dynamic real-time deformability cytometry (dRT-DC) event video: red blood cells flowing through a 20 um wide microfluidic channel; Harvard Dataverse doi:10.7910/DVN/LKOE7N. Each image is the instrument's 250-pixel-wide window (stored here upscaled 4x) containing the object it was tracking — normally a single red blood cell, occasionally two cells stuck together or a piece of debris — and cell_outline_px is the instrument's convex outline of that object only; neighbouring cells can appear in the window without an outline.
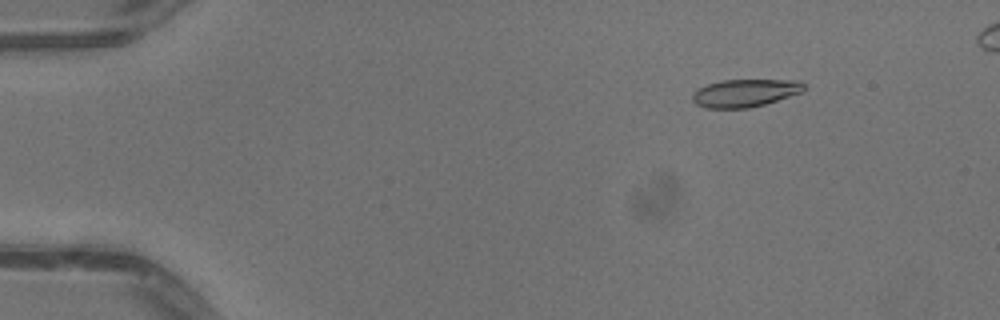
{"species": "common noctule bat (a hibernating species)", "species_latin": "Nyctalus noctula", "temperature_condition": "warm", "stored_images_in_passage": 51, "camera_frame_rate_fps": 3000, "um_per_image_px": 0.085, "animal": {"sex": "male", "body_mass_g": 13.3}, "frame": {"image": 1, "passage_image": 7, "time_ms": 2.0, "image_size_px": [1000, 320], "cell_outline_px": [[804, 92], [764, 104], [748, 108], [704, 108], [696, 104], [692, 100], [692, 92], [708, 84], [720, 80], [800, 80], [804, 84]], "centroid_in_image_um": [63.33, 7.9], "position_along_channel_um": 21.7, "area_um2": 18.09}}
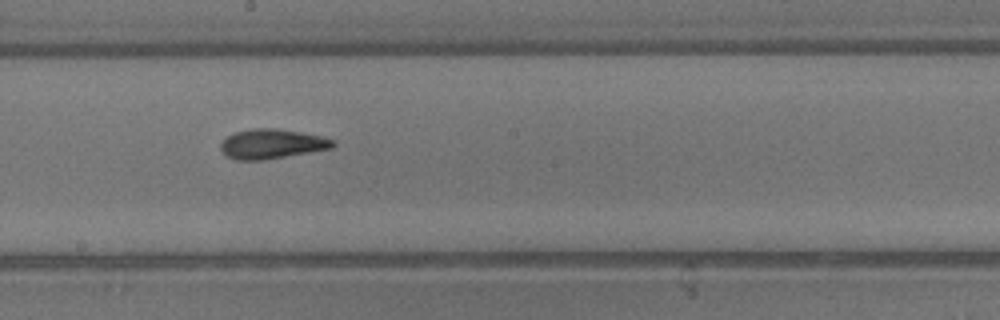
{"frame": {"image": 2, "passage_image": 29, "time_ms": 9.333, "image_size_px": [1000, 320], "cell_outline_px": [[336, 144], [332, 148], [264, 160], [236, 160], [224, 156], [220, 148], [220, 144], [228, 136], [236, 132], [252, 128], [276, 128], [300, 132], [320, 136], [336, 140]], "centroid_in_image_um": [23.09, 12.24], "position_along_channel_um": 225.1, "area_um2": 19.42}}
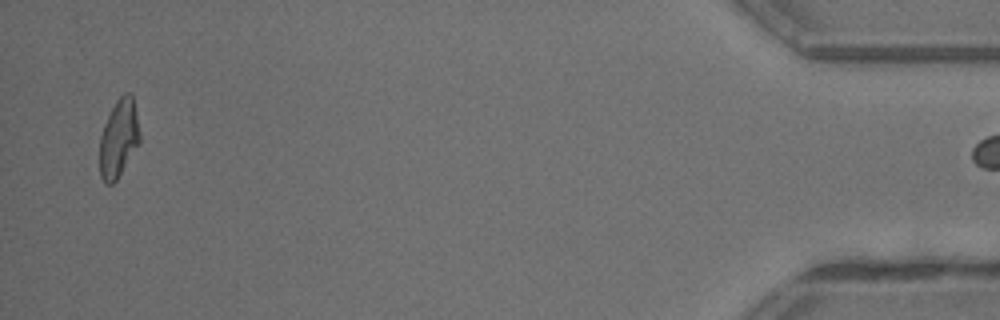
{"frame": {"image": 3, "passage_image": 50, "time_ms": 16.333, "image_size_px": [1000, 320], "cell_outline_px": [[140, 140], [116, 180], [112, 184], [108, 184], [100, 176], [100, 136], [104, 124], [116, 100], [124, 92], [132, 92], [140, 136]], "centroid_in_image_um": [10.08, 11.72], "position_along_channel_um": 425.1, "area_um2": 17.8}}